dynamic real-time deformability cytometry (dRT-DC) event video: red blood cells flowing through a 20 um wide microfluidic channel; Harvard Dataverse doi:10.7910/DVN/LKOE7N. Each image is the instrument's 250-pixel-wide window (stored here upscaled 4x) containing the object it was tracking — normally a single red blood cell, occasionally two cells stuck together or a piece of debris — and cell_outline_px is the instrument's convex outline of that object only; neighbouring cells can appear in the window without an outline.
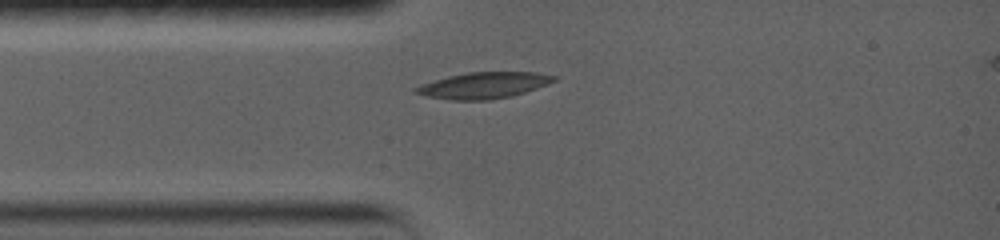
{"species": "common noctule bat (a hibernating species)", "species_latin": "Nyctalus noctula", "temperature_condition": "warm", "stored_images_in_passage": 3, "camera_frame_rate_fps": 5000, "um_per_image_px": 0.085, "animal": {"sex": "female", "body_mass_g": 19.0, "forearm_length_mm": 56.7}, "frame": {"image": 1, "passage_image": 3, "time_ms": 2.2, "image_size_px": [1000, 240], "cell_outline_px": [[556, 80], [508, 96], [484, 100], [456, 100], [432, 96], [416, 92], [416, 88], [424, 84], [448, 76], [468, 72], [532, 72], [556, 76]], "centroid_in_image_um": [41.12, 7.23], "position_along_channel_um": 43.9, "area_um2": 19.94}}